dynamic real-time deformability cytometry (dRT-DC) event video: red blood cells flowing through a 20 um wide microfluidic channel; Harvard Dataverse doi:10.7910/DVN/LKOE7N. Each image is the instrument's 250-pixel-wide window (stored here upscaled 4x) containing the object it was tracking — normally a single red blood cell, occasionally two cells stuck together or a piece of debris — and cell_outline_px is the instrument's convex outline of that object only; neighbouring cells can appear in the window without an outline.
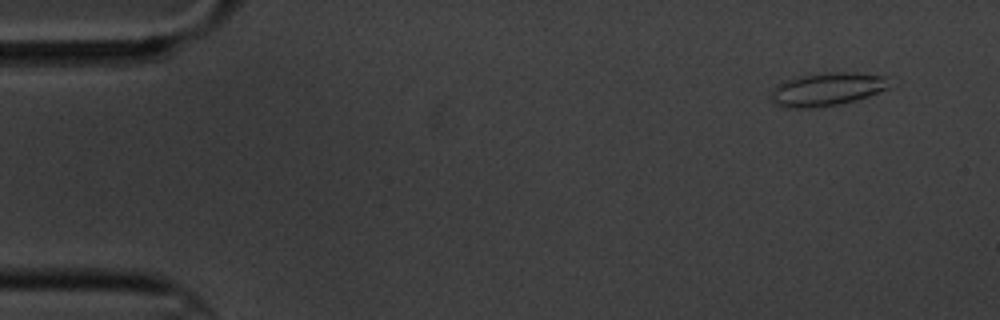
{"species": "common noctule bat (a hibernating species)", "species_latin": "Nyctalus noctula", "temperature_condition": "cold", "stored_images_in_passage": 6, "camera_frame_rate_fps": 3000, "um_per_image_px": 0.085, "animal": {"sex": "male", "body_mass_g": 20.1, "forearm_length_mm": 53.5}, "frame": {"image": 1, "passage_image": 2, "time_ms": 1.0, "image_size_px": [1000, 320], "cell_outline_px": [[892, 88], [856, 100], [840, 104], [816, 108], [788, 108], [772, 104], [768, 92], [776, 84], [800, 76], [828, 72], [852, 72], [888, 76]], "centroid_in_image_um": [70.29, 7.6], "position_along_channel_um": 14.7, "area_um2": 23.52}}
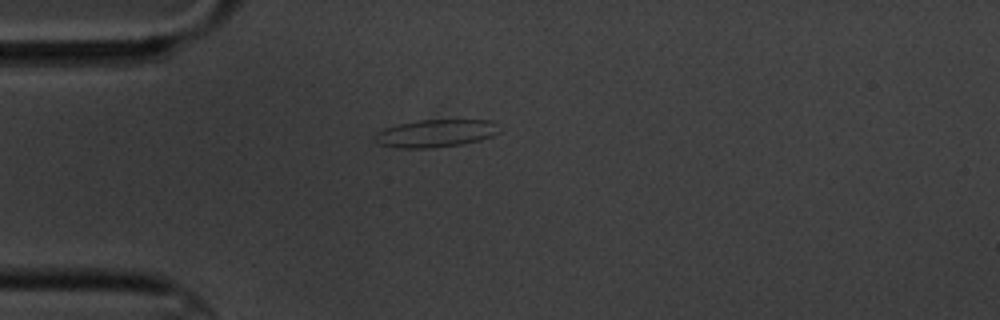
{"frame": {"image": 2, "passage_image": 5, "time_ms": 4.667, "image_size_px": [1000, 320], "cell_outline_px": [[500, 132], [492, 136], [480, 140], [464, 144], [432, 148], [396, 148], [380, 144], [372, 140], [376, 132], [384, 128], [400, 124], [420, 120], [492, 120]], "centroid_in_image_um": [37.0, 11.34], "position_along_channel_um": 48.0, "area_um2": 20.11}}